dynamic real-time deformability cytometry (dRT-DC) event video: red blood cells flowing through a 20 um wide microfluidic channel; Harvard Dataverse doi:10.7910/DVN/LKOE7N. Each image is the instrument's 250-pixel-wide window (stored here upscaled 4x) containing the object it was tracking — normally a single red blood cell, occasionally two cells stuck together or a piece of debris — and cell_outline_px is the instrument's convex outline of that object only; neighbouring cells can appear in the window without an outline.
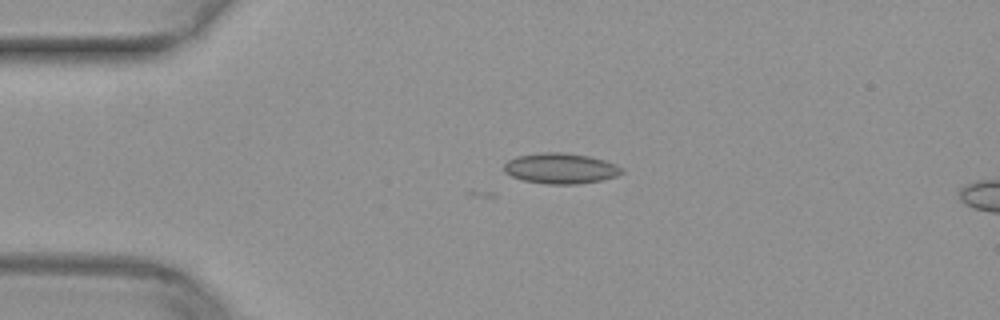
{"species": "common noctule bat (a hibernating species)", "species_latin": "Nyctalus noctula", "temperature_condition": "warm", "stored_images_in_passage": 11, "camera_frame_rate_fps": 3000, "um_per_image_px": 0.085, "animal": {"sex": "female", "body_mass_g": 29.2, "forearm_length_mm": 56.3}, "frame": {"image": 1, "passage_image": 11, "time_ms": 3.333, "image_size_px": [1000, 320], "cell_outline_px": [[624, 172], [616, 176], [600, 180], [576, 184], [544, 184], [524, 180], [512, 176], [504, 172], [504, 164], [508, 160], [516, 156], [540, 152], [560, 152], [588, 156], [604, 160], [616, 164], [624, 168]], "centroid_in_image_um": [47.65, 14.31], "position_along_channel_um": 37.4, "area_um2": 20.98}}